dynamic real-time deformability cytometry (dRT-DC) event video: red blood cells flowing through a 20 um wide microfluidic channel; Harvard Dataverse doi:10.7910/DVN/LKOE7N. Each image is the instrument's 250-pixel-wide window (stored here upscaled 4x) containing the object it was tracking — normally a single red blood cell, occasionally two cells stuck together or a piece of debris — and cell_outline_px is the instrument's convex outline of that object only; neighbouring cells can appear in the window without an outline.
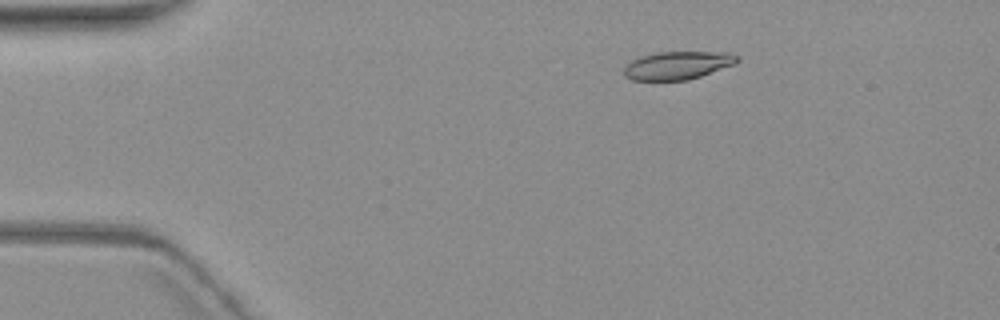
{"species": "common noctule bat (a hibernating species)", "species_latin": "Nyctalus noctula", "temperature_condition": "warm", "stored_images_in_passage": 3, "camera_frame_rate_fps": 3000, "um_per_image_px": 0.085, "animal": {"sex": "female", "body_mass_g": 19.3, "forearm_length_mm": 54.1}, "frame": {"image": 1, "passage_image": 1, "time_ms": 0.0, "image_size_px": [1000, 320], "cell_outline_px": [[740, 60], [736, 64], [688, 80], [632, 80], [624, 76], [624, 68], [632, 60], [640, 56], [656, 52], [732, 52], [740, 56]], "centroid_in_image_um": [57.64, 5.54], "position_along_channel_um": 27.4, "area_um2": 18.67}}
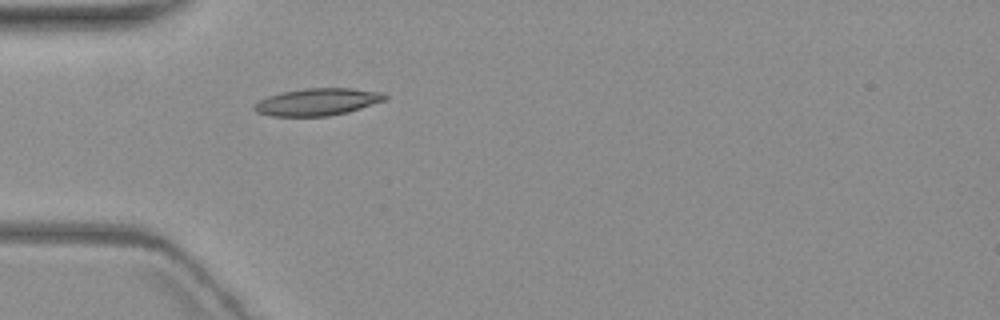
{"frame": {"image": 2, "passage_image": 3, "time_ms": 2.667, "image_size_px": [1000, 320], "cell_outline_px": [[388, 100], [348, 112], [328, 116], [272, 116], [256, 112], [252, 108], [260, 100], [268, 96], [284, 92], [304, 88], [352, 88], [384, 92], [388, 96]], "centroid_in_image_um": [27.05, 8.66], "position_along_channel_um": 57.9, "area_um2": 20.81}}